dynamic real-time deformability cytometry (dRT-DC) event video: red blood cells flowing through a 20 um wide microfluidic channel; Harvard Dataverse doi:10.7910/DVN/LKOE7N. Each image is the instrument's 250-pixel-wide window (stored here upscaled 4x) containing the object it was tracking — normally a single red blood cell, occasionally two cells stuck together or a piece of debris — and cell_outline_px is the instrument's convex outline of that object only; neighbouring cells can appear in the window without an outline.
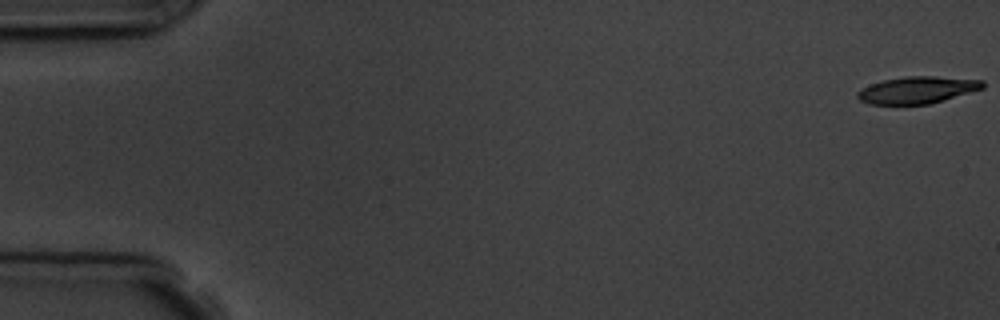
{"species": "common noctule bat (a hibernating species)", "species_latin": "Nyctalus noctula", "temperature_condition": "room temperature", "stored_images_in_passage": 11, "camera_frame_rate_fps": 3000, "um_per_image_px": 0.085, "animal": {"sex": "male", "body_mass_g": 19.5, "forearm_length_mm": 54.6}, "frame": {"image": 1, "passage_image": 1, "time_ms": 0.0, "image_size_px": [1000, 320], "cell_outline_px": [[984, 88], [928, 104], [868, 104], [860, 100], [856, 96], [856, 92], [860, 88], [884, 80], [904, 76], [936, 76], [984, 80]], "centroid_in_image_um": [77.94, 7.64], "position_along_channel_um": 7.1, "area_um2": 19.59}}
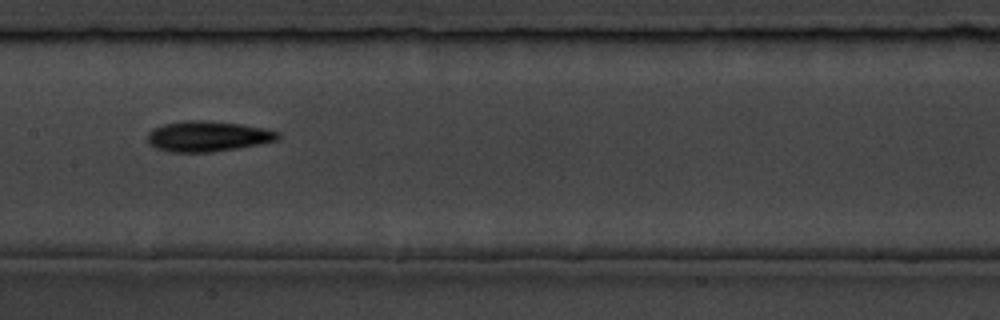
{"frame": {"image": 2, "passage_image": 8, "time_ms": 9.0, "image_size_px": [1000, 320], "cell_outline_px": [[280, 140], [260, 144], [212, 152], [172, 152], [156, 148], [148, 144], [148, 132], [152, 128], [164, 124], [188, 120], [204, 120], [240, 124], [264, 128], [280, 132]], "centroid_in_image_um": [17.67, 11.58], "position_along_channel_um": 189.7, "area_um2": 23.24}}
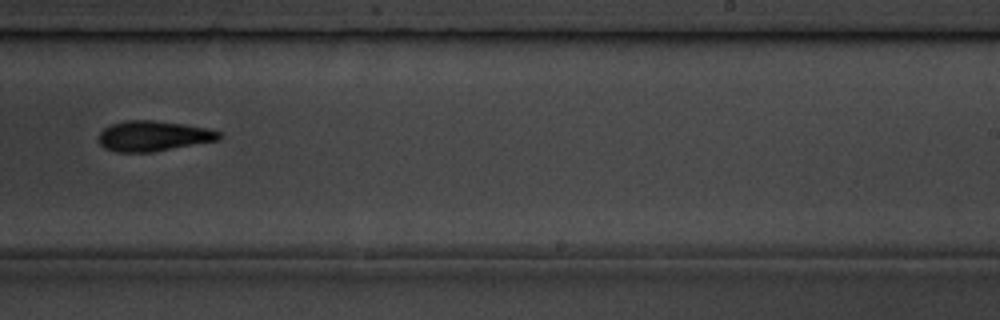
{"frame": {"image": 3, "passage_image": 10, "time_ms": 11.333, "image_size_px": [1000, 320], "cell_outline_px": [[224, 136], [220, 140], [152, 152], [116, 152], [104, 148], [96, 140], [100, 132], [104, 128], [112, 124], [124, 120], [152, 120], [184, 124], [208, 128], [224, 132]], "centroid_in_image_um": [13.06, 11.56], "position_along_channel_um": 275.9, "area_um2": 21.68}}